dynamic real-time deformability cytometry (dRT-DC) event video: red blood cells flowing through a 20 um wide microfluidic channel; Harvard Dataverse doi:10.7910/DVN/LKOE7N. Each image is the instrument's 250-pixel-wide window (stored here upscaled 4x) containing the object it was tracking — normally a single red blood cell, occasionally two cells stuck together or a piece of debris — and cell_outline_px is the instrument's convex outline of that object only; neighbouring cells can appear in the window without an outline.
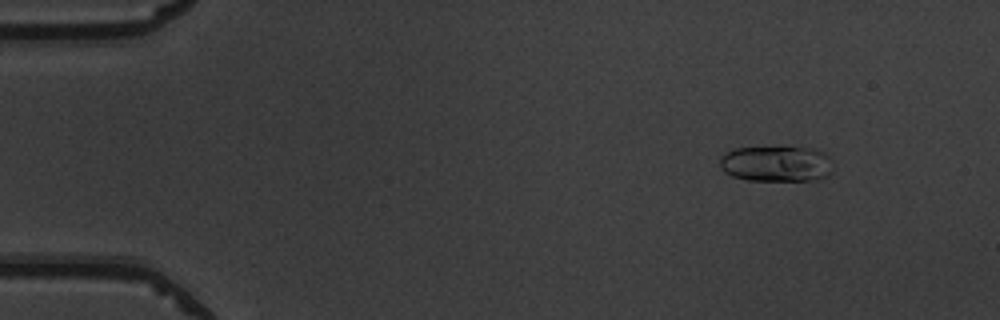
{"species": "common noctule bat (a hibernating species)", "species_latin": "Nyctalus noctula", "temperature_condition": "warm", "stored_images_in_passage": 47, "camera_frame_rate_fps": 3000, "um_per_image_px": 0.085, "animal": {"sex": "male", "body_mass_g": 19.5, "forearm_length_mm": 54.6}, "frame": {"image": 1, "passage_image": 1, "time_ms": 0.0, "image_size_px": [1000, 320], "cell_outline_px": [[832, 172], [828, 176], [820, 180], [748, 180], [732, 176], [724, 172], [720, 168], [720, 156], [732, 148], [788, 144], [812, 148], [824, 152], [832, 160]], "centroid_in_image_um": [66.01, 13.86], "position_along_channel_um": 19.0, "area_um2": 24.91}}
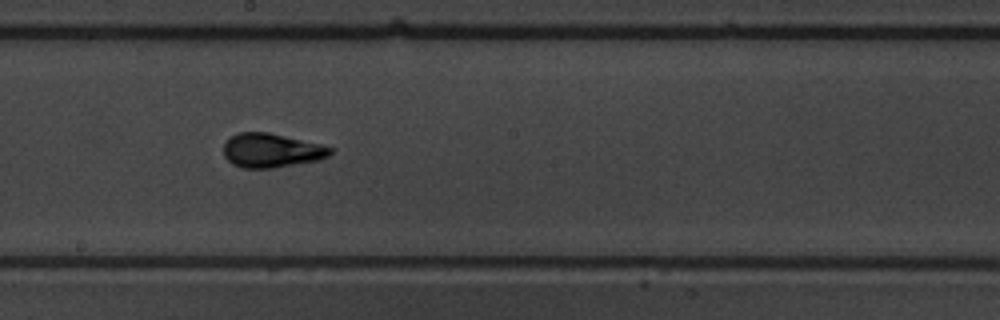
{"frame": {"image": 2, "passage_image": 24, "time_ms": 7.667, "image_size_px": [1000, 320], "cell_outline_px": [[336, 148], [328, 156], [320, 160], [272, 168], [244, 168], [232, 164], [224, 156], [224, 144], [236, 132], [268, 132], [320, 144]], "centroid_in_image_um": [23.09, 12.79], "position_along_channel_um": 225.1, "area_um2": 21.21}}
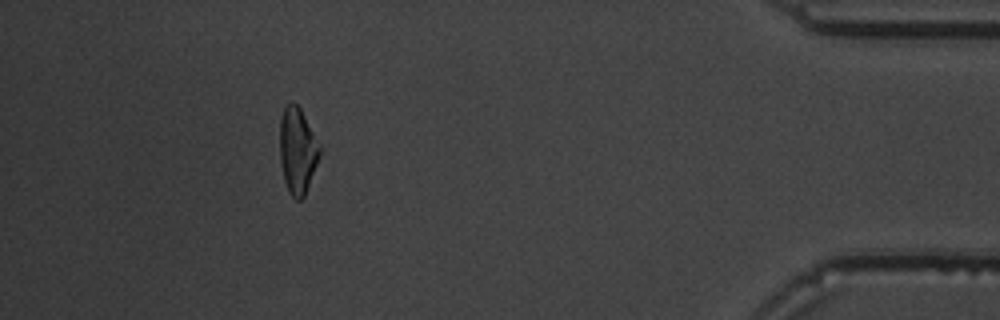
{"frame": {"image": 3, "passage_image": 42, "time_ms": 13.667, "image_size_px": [1000, 320], "cell_outline_px": [[320, 156], [304, 196], [300, 200], [296, 200], [288, 192], [284, 180], [280, 160], [280, 120], [284, 108], [292, 100], [300, 108], [320, 144]], "centroid_in_image_um": [25.28, 12.8], "position_along_channel_um": 409.9, "area_um2": 19.94}, "authors_computed_cell_mechanics": {"area_um2": 20.5768, "velocity_mm_per_s": 3.9552, "shape_relaxation_time_tau1_ms": 3.5569, "shape_relaxation_time_tau2_ms": 0.6266, "deformation_change_tau1": 0.1776, "deformation_change_tau2": 0.0666}}